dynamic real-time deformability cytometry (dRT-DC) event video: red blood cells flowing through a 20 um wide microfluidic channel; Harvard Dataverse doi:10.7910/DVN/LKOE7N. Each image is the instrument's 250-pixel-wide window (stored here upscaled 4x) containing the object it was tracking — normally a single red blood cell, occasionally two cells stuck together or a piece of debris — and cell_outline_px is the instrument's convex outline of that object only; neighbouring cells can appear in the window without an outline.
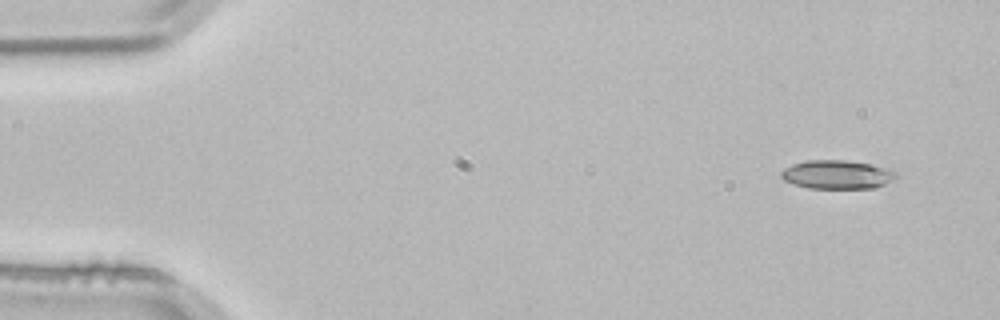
{"species": "common noctule bat (a hibernating species)", "species_latin": "Nyctalus noctula", "temperature_condition": "room temperature", "stored_images_in_passage": 3, "camera_frame_rate_fps": 3000, "um_per_image_px": 0.085, "animal": {"sex": "male", "body_mass_g": 21.5, "forearm_length_mm": 52.0}, "frame": {"image": 1, "passage_image": 1, "time_ms": 0.0, "image_size_px": [1000, 320], "cell_outline_px": [[896, 176], [892, 180], [876, 188], [808, 188], [792, 184], [784, 180], [780, 176], [780, 172], [784, 168], [792, 164], [808, 160], [848, 160], [872, 164], [888, 168], [896, 172]], "centroid_in_image_um": [71.13, 14.83], "position_along_channel_um": 13.9, "area_um2": 19.36}}
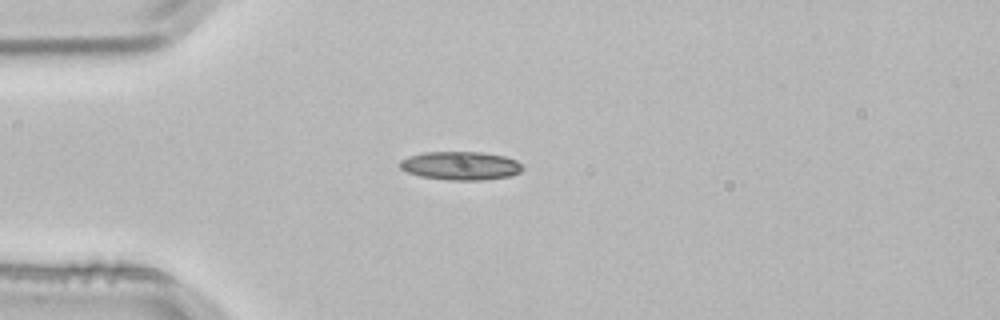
{"frame": {"image": 2, "passage_image": 3, "time_ms": 0.667, "image_size_px": [1000, 320], "cell_outline_px": [[524, 168], [520, 172], [512, 176], [484, 180], [448, 180], [420, 176], [408, 172], [400, 168], [396, 164], [400, 160], [408, 156], [424, 152], [480, 152], [504, 156], [516, 160]], "centroid_in_image_um": [39.13, 14.09], "position_along_channel_um": 45.9, "area_um2": 20.52}}